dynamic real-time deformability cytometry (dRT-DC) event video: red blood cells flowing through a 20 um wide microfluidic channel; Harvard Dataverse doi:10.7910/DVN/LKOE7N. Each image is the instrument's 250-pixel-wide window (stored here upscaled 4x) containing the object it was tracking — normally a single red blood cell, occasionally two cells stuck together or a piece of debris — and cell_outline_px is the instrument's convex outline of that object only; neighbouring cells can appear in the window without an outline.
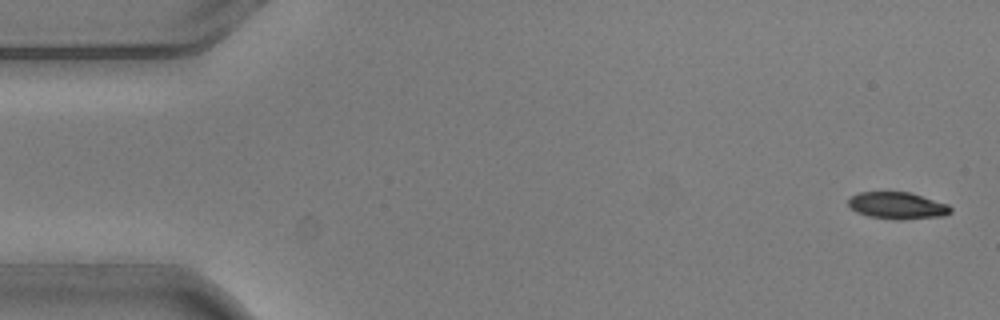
{"species": "common noctule bat (a hibernating species)", "species_latin": "Nyctalus noctula", "temperature_condition": "warm", "stored_images_in_passage": 5, "camera_frame_rate_fps": 3000, "um_per_image_px": 0.085, "animal": {"sex": "male", "body_mass_g": 20.5, "forearm_length_mm": 52.5}, "frame": {"image": 1, "passage_image": 1, "time_ms": 0.0, "image_size_px": [1000, 320], "cell_outline_px": [[952, 212], [944, 216], [900, 220], [896, 220], [868, 216], [856, 212], [848, 204], [848, 200], [852, 196], [860, 192], [908, 192], [948, 204], [952, 208]], "centroid_in_image_um": [76.29, 17.49], "position_along_channel_um": 8.7, "area_um2": 16.01}}
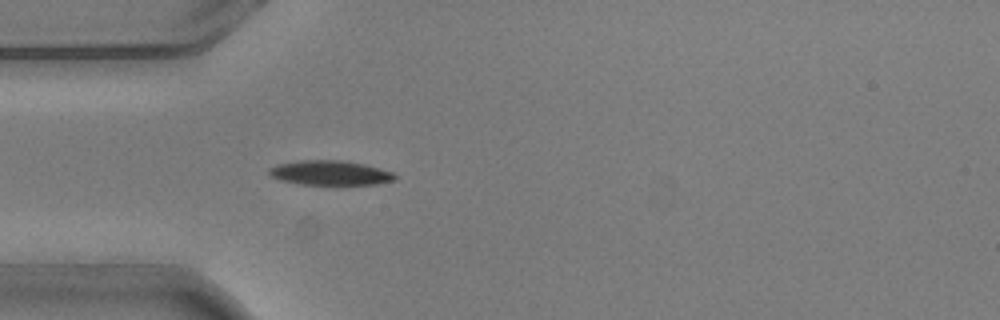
{"frame": {"image": 2, "passage_image": 5, "time_ms": 1.333, "image_size_px": [1000, 320], "cell_outline_px": [[396, 180], [376, 184], [336, 188], [300, 184], [280, 180], [268, 176], [268, 168], [276, 164], [300, 160], [344, 160], [364, 164], [392, 172], [396, 176]], "centroid_in_image_um": [28.04, 14.74], "position_along_channel_um": 57.0, "area_um2": 19.19}}